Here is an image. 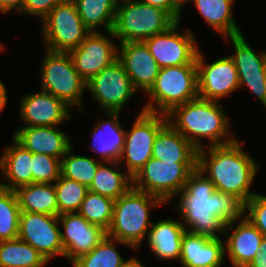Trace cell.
<instances>
[{"label": "cell", "mask_w": 266, "mask_h": 267, "mask_svg": "<svg viewBox=\"0 0 266 267\" xmlns=\"http://www.w3.org/2000/svg\"><path fill=\"white\" fill-rule=\"evenodd\" d=\"M182 225L185 230L207 236L221 238L225 225L244 216V203L234 195L222 193L197 168L187 179L182 191L177 194Z\"/></svg>", "instance_id": "1"}, {"label": "cell", "mask_w": 266, "mask_h": 267, "mask_svg": "<svg viewBox=\"0 0 266 267\" xmlns=\"http://www.w3.org/2000/svg\"><path fill=\"white\" fill-rule=\"evenodd\" d=\"M242 144L244 142L236 139L229 144L199 149L197 169L214 184L217 191L234 195L245 204L255 194L250 188L259 165L245 153Z\"/></svg>", "instance_id": "2"}, {"label": "cell", "mask_w": 266, "mask_h": 267, "mask_svg": "<svg viewBox=\"0 0 266 267\" xmlns=\"http://www.w3.org/2000/svg\"><path fill=\"white\" fill-rule=\"evenodd\" d=\"M170 123L197 150L205 148L202 139L210 141L208 146L225 145L237 137L231 133L229 118L221 103L196 98L176 106L167 114ZM227 138V139H226Z\"/></svg>", "instance_id": "3"}, {"label": "cell", "mask_w": 266, "mask_h": 267, "mask_svg": "<svg viewBox=\"0 0 266 267\" xmlns=\"http://www.w3.org/2000/svg\"><path fill=\"white\" fill-rule=\"evenodd\" d=\"M163 204L165 203L157 196L132 187L114 201L113 219L107 236L139 250L153 223L149 219L150 209Z\"/></svg>", "instance_id": "4"}, {"label": "cell", "mask_w": 266, "mask_h": 267, "mask_svg": "<svg viewBox=\"0 0 266 267\" xmlns=\"http://www.w3.org/2000/svg\"><path fill=\"white\" fill-rule=\"evenodd\" d=\"M146 95L150 99L142 110L164 115L176 106L198 98L197 65L160 68L153 86Z\"/></svg>", "instance_id": "5"}, {"label": "cell", "mask_w": 266, "mask_h": 267, "mask_svg": "<svg viewBox=\"0 0 266 267\" xmlns=\"http://www.w3.org/2000/svg\"><path fill=\"white\" fill-rule=\"evenodd\" d=\"M176 22L161 8L129 0L118 3L112 32L118 43L140 42L166 31Z\"/></svg>", "instance_id": "6"}, {"label": "cell", "mask_w": 266, "mask_h": 267, "mask_svg": "<svg viewBox=\"0 0 266 267\" xmlns=\"http://www.w3.org/2000/svg\"><path fill=\"white\" fill-rule=\"evenodd\" d=\"M40 66L41 90L63 100L69 107L83 111L87 82L74 67L69 52L46 50Z\"/></svg>", "instance_id": "7"}, {"label": "cell", "mask_w": 266, "mask_h": 267, "mask_svg": "<svg viewBox=\"0 0 266 267\" xmlns=\"http://www.w3.org/2000/svg\"><path fill=\"white\" fill-rule=\"evenodd\" d=\"M45 50L69 52L77 48L90 31L85 27L73 0H64L42 19Z\"/></svg>", "instance_id": "8"}, {"label": "cell", "mask_w": 266, "mask_h": 267, "mask_svg": "<svg viewBox=\"0 0 266 267\" xmlns=\"http://www.w3.org/2000/svg\"><path fill=\"white\" fill-rule=\"evenodd\" d=\"M197 163H173L152 157L133 177V188L157 196L165 204L182 191Z\"/></svg>", "instance_id": "9"}, {"label": "cell", "mask_w": 266, "mask_h": 267, "mask_svg": "<svg viewBox=\"0 0 266 267\" xmlns=\"http://www.w3.org/2000/svg\"><path fill=\"white\" fill-rule=\"evenodd\" d=\"M168 123L167 115L140 111L131 130H125L124 147L119 163L133 178L152 158V150L158 132Z\"/></svg>", "instance_id": "10"}, {"label": "cell", "mask_w": 266, "mask_h": 267, "mask_svg": "<svg viewBox=\"0 0 266 267\" xmlns=\"http://www.w3.org/2000/svg\"><path fill=\"white\" fill-rule=\"evenodd\" d=\"M87 90L104 112H120L138 92L118 59L88 80Z\"/></svg>", "instance_id": "11"}, {"label": "cell", "mask_w": 266, "mask_h": 267, "mask_svg": "<svg viewBox=\"0 0 266 267\" xmlns=\"http://www.w3.org/2000/svg\"><path fill=\"white\" fill-rule=\"evenodd\" d=\"M180 23L143 41L159 68L196 64L198 42L191 30L180 31Z\"/></svg>", "instance_id": "12"}, {"label": "cell", "mask_w": 266, "mask_h": 267, "mask_svg": "<svg viewBox=\"0 0 266 267\" xmlns=\"http://www.w3.org/2000/svg\"><path fill=\"white\" fill-rule=\"evenodd\" d=\"M58 216L21 212L18 238L30 244L50 262L57 255L64 257Z\"/></svg>", "instance_id": "13"}, {"label": "cell", "mask_w": 266, "mask_h": 267, "mask_svg": "<svg viewBox=\"0 0 266 267\" xmlns=\"http://www.w3.org/2000/svg\"><path fill=\"white\" fill-rule=\"evenodd\" d=\"M203 52L196 56L198 96L201 99L220 100L239 89V77L232 58L225 56L207 64Z\"/></svg>", "instance_id": "14"}, {"label": "cell", "mask_w": 266, "mask_h": 267, "mask_svg": "<svg viewBox=\"0 0 266 267\" xmlns=\"http://www.w3.org/2000/svg\"><path fill=\"white\" fill-rule=\"evenodd\" d=\"M105 33L109 37L100 31L90 32L77 48L69 51L75 69L86 82L118 59V44L113 40L116 38L112 30Z\"/></svg>", "instance_id": "15"}, {"label": "cell", "mask_w": 266, "mask_h": 267, "mask_svg": "<svg viewBox=\"0 0 266 267\" xmlns=\"http://www.w3.org/2000/svg\"><path fill=\"white\" fill-rule=\"evenodd\" d=\"M64 257L71 264L80 256L90 253L107 235L102 227L91 224L78 212L58 215Z\"/></svg>", "instance_id": "16"}, {"label": "cell", "mask_w": 266, "mask_h": 267, "mask_svg": "<svg viewBox=\"0 0 266 267\" xmlns=\"http://www.w3.org/2000/svg\"><path fill=\"white\" fill-rule=\"evenodd\" d=\"M230 39L234 54L231 58L236 65L239 77V89L248 87L262 103L265 98L266 51L257 53L247 42L244 34L224 37Z\"/></svg>", "instance_id": "17"}, {"label": "cell", "mask_w": 266, "mask_h": 267, "mask_svg": "<svg viewBox=\"0 0 266 267\" xmlns=\"http://www.w3.org/2000/svg\"><path fill=\"white\" fill-rule=\"evenodd\" d=\"M19 119L23 127L58 126L71 119V107L63 100L41 90L24 95L20 101Z\"/></svg>", "instance_id": "18"}, {"label": "cell", "mask_w": 266, "mask_h": 267, "mask_svg": "<svg viewBox=\"0 0 266 267\" xmlns=\"http://www.w3.org/2000/svg\"><path fill=\"white\" fill-rule=\"evenodd\" d=\"M118 60L135 89L147 93L153 86L160 68L146 44L143 41L119 43Z\"/></svg>", "instance_id": "19"}, {"label": "cell", "mask_w": 266, "mask_h": 267, "mask_svg": "<svg viewBox=\"0 0 266 267\" xmlns=\"http://www.w3.org/2000/svg\"><path fill=\"white\" fill-rule=\"evenodd\" d=\"M237 226L233 227L235 223ZM234 229V230H233ZM229 230L232 232L229 234ZM225 256L233 267H246L259 251L262 233L245 217L225 225Z\"/></svg>", "instance_id": "20"}, {"label": "cell", "mask_w": 266, "mask_h": 267, "mask_svg": "<svg viewBox=\"0 0 266 267\" xmlns=\"http://www.w3.org/2000/svg\"><path fill=\"white\" fill-rule=\"evenodd\" d=\"M225 255V242L221 238H210L187 230L182 235L179 260L182 267H222Z\"/></svg>", "instance_id": "21"}, {"label": "cell", "mask_w": 266, "mask_h": 267, "mask_svg": "<svg viewBox=\"0 0 266 267\" xmlns=\"http://www.w3.org/2000/svg\"><path fill=\"white\" fill-rule=\"evenodd\" d=\"M56 127H21L12 135L31 153L45 154L61 159L73 145L69 134Z\"/></svg>", "instance_id": "22"}, {"label": "cell", "mask_w": 266, "mask_h": 267, "mask_svg": "<svg viewBox=\"0 0 266 267\" xmlns=\"http://www.w3.org/2000/svg\"><path fill=\"white\" fill-rule=\"evenodd\" d=\"M108 120L95 123L91 132V150L101 156L102 162L119 161L124 147L125 129L120 126V112H105ZM100 120V121H99Z\"/></svg>", "instance_id": "23"}, {"label": "cell", "mask_w": 266, "mask_h": 267, "mask_svg": "<svg viewBox=\"0 0 266 267\" xmlns=\"http://www.w3.org/2000/svg\"><path fill=\"white\" fill-rule=\"evenodd\" d=\"M12 144L4 148L0 156V172L9 182H0V187L16 190L32 183V153L23 147L13 136Z\"/></svg>", "instance_id": "24"}, {"label": "cell", "mask_w": 266, "mask_h": 267, "mask_svg": "<svg viewBox=\"0 0 266 267\" xmlns=\"http://www.w3.org/2000/svg\"><path fill=\"white\" fill-rule=\"evenodd\" d=\"M185 231L182 222L172 218L153 222L147 237L148 247L158 260L179 261Z\"/></svg>", "instance_id": "25"}, {"label": "cell", "mask_w": 266, "mask_h": 267, "mask_svg": "<svg viewBox=\"0 0 266 267\" xmlns=\"http://www.w3.org/2000/svg\"><path fill=\"white\" fill-rule=\"evenodd\" d=\"M198 150L170 123L157 134L152 157L173 163H197Z\"/></svg>", "instance_id": "26"}, {"label": "cell", "mask_w": 266, "mask_h": 267, "mask_svg": "<svg viewBox=\"0 0 266 267\" xmlns=\"http://www.w3.org/2000/svg\"><path fill=\"white\" fill-rule=\"evenodd\" d=\"M235 0H186L193 3L201 17L224 37L243 34L237 25L232 8Z\"/></svg>", "instance_id": "27"}, {"label": "cell", "mask_w": 266, "mask_h": 267, "mask_svg": "<svg viewBox=\"0 0 266 267\" xmlns=\"http://www.w3.org/2000/svg\"><path fill=\"white\" fill-rule=\"evenodd\" d=\"M21 212L58 216L55 186L52 183H31L15 190Z\"/></svg>", "instance_id": "28"}, {"label": "cell", "mask_w": 266, "mask_h": 267, "mask_svg": "<svg viewBox=\"0 0 266 267\" xmlns=\"http://www.w3.org/2000/svg\"><path fill=\"white\" fill-rule=\"evenodd\" d=\"M101 162L88 190L102 196L117 200L133 187V178L127 172L119 171L121 164L118 161ZM115 169H114V168Z\"/></svg>", "instance_id": "29"}, {"label": "cell", "mask_w": 266, "mask_h": 267, "mask_svg": "<svg viewBox=\"0 0 266 267\" xmlns=\"http://www.w3.org/2000/svg\"><path fill=\"white\" fill-rule=\"evenodd\" d=\"M78 14L90 32L104 26V31L112 30L118 2L116 0H73Z\"/></svg>", "instance_id": "30"}, {"label": "cell", "mask_w": 266, "mask_h": 267, "mask_svg": "<svg viewBox=\"0 0 266 267\" xmlns=\"http://www.w3.org/2000/svg\"><path fill=\"white\" fill-rule=\"evenodd\" d=\"M48 261L20 238L0 241V267H44Z\"/></svg>", "instance_id": "31"}, {"label": "cell", "mask_w": 266, "mask_h": 267, "mask_svg": "<svg viewBox=\"0 0 266 267\" xmlns=\"http://www.w3.org/2000/svg\"><path fill=\"white\" fill-rule=\"evenodd\" d=\"M116 243H127L105 236V238L90 252L80 256L72 263V267H122L125 259L116 249Z\"/></svg>", "instance_id": "32"}, {"label": "cell", "mask_w": 266, "mask_h": 267, "mask_svg": "<svg viewBox=\"0 0 266 267\" xmlns=\"http://www.w3.org/2000/svg\"><path fill=\"white\" fill-rule=\"evenodd\" d=\"M72 146L61 158V176L90 187L101 160L72 153Z\"/></svg>", "instance_id": "33"}, {"label": "cell", "mask_w": 266, "mask_h": 267, "mask_svg": "<svg viewBox=\"0 0 266 267\" xmlns=\"http://www.w3.org/2000/svg\"><path fill=\"white\" fill-rule=\"evenodd\" d=\"M114 201L88 190L78 213L91 224H96L107 231L113 219Z\"/></svg>", "instance_id": "34"}, {"label": "cell", "mask_w": 266, "mask_h": 267, "mask_svg": "<svg viewBox=\"0 0 266 267\" xmlns=\"http://www.w3.org/2000/svg\"><path fill=\"white\" fill-rule=\"evenodd\" d=\"M20 213L15 191L0 187V241L18 238Z\"/></svg>", "instance_id": "35"}, {"label": "cell", "mask_w": 266, "mask_h": 267, "mask_svg": "<svg viewBox=\"0 0 266 267\" xmlns=\"http://www.w3.org/2000/svg\"><path fill=\"white\" fill-rule=\"evenodd\" d=\"M58 204V215L78 212L88 188L75 180L60 176L54 183Z\"/></svg>", "instance_id": "36"}, {"label": "cell", "mask_w": 266, "mask_h": 267, "mask_svg": "<svg viewBox=\"0 0 266 267\" xmlns=\"http://www.w3.org/2000/svg\"><path fill=\"white\" fill-rule=\"evenodd\" d=\"M32 183L54 184L61 176V159L32 153Z\"/></svg>", "instance_id": "37"}, {"label": "cell", "mask_w": 266, "mask_h": 267, "mask_svg": "<svg viewBox=\"0 0 266 267\" xmlns=\"http://www.w3.org/2000/svg\"><path fill=\"white\" fill-rule=\"evenodd\" d=\"M244 216L266 237V195L255 193L244 204Z\"/></svg>", "instance_id": "38"}, {"label": "cell", "mask_w": 266, "mask_h": 267, "mask_svg": "<svg viewBox=\"0 0 266 267\" xmlns=\"http://www.w3.org/2000/svg\"><path fill=\"white\" fill-rule=\"evenodd\" d=\"M64 0H23L22 8L18 14L35 16L41 20L59 3Z\"/></svg>", "instance_id": "39"}, {"label": "cell", "mask_w": 266, "mask_h": 267, "mask_svg": "<svg viewBox=\"0 0 266 267\" xmlns=\"http://www.w3.org/2000/svg\"><path fill=\"white\" fill-rule=\"evenodd\" d=\"M167 11L176 21L181 20L183 4L179 0H136Z\"/></svg>", "instance_id": "40"}, {"label": "cell", "mask_w": 266, "mask_h": 267, "mask_svg": "<svg viewBox=\"0 0 266 267\" xmlns=\"http://www.w3.org/2000/svg\"><path fill=\"white\" fill-rule=\"evenodd\" d=\"M246 267H266V237H263L259 251Z\"/></svg>", "instance_id": "41"}, {"label": "cell", "mask_w": 266, "mask_h": 267, "mask_svg": "<svg viewBox=\"0 0 266 267\" xmlns=\"http://www.w3.org/2000/svg\"><path fill=\"white\" fill-rule=\"evenodd\" d=\"M23 0H0V13L7 14L14 11L19 12L22 8Z\"/></svg>", "instance_id": "42"}, {"label": "cell", "mask_w": 266, "mask_h": 267, "mask_svg": "<svg viewBox=\"0 0 266 267\" xmlns=\"http://www.w3.org/2000/svg\"><path fill=\"white\" fill-rule=\"evenodd\" d=\"M7 89L4 83L0 80V113L5 108L7 102Z\"/></svg>", "instance_id": "43"}, {"label": "cell", "mask_w": 266, "mask_h": 267, "mask_svg": "<svg viewBox=\"0 0 266 267\" xmlns=\"http://www.w3.org/2000/svg\"><path fill=\"white\" fill-rule=\"evenodd\" d=\"M122 267H145L138 258L132 257L129 260H125Z\"/></svg>", "instance_id": "44"}, {"label": "cell", "mask_w": 266, "mask_h": 267, "mask_svg": "<svg viewBox=\"0 0 266 267\" xmlns=\"http://www.w3.org/2000/svg\"><path fill=\"white\" fill-rule=\"evenodd\" d=\"M265 91H266V75H265ZM262 104L264 105L265 109H266V92H265V98H264V101L262 102Z\"/></svg>", "instance_id": "45"}, {"label": "cell", "mask_w": 266, "mask_h": 267, "mask_svg": "<svg viewBox=\"0 0 266 267\" xmlns=\"http://www.w3.org/2000/svg\"><path fill=\"white\" fill-rule=\"evenodd\" d=\"M4 50L3 43L0 42V51Z\"/></svg>", "instance_id": "46"}, {"label": "cell", "mask_w": 266, "mask_h": 267, "mask_svg": "<svg viewBox=\"0 0 266 267\" xmlns=\"http://www.w3.org/2000/svg\"><path fill=\"white\" fill-rule=\"evenodd\" d=\"M179 1L183 4V6H185L186 0H179Z\"/></svg>", "instance_id": "47"}, {"label": "cell", "mask_w": 266, "mask_h": 267, "mask_svg": "<svg viewBox=\"0 0 266 267\" xmlns=\"http://www.w3.org/2000/svg\"><path fill=\"white\" fill-rule=\"evenodd\" d=\"M118 3L123 1H129V0H116Z\"/></svg>", "instance_id": "48"}]
</instances>
